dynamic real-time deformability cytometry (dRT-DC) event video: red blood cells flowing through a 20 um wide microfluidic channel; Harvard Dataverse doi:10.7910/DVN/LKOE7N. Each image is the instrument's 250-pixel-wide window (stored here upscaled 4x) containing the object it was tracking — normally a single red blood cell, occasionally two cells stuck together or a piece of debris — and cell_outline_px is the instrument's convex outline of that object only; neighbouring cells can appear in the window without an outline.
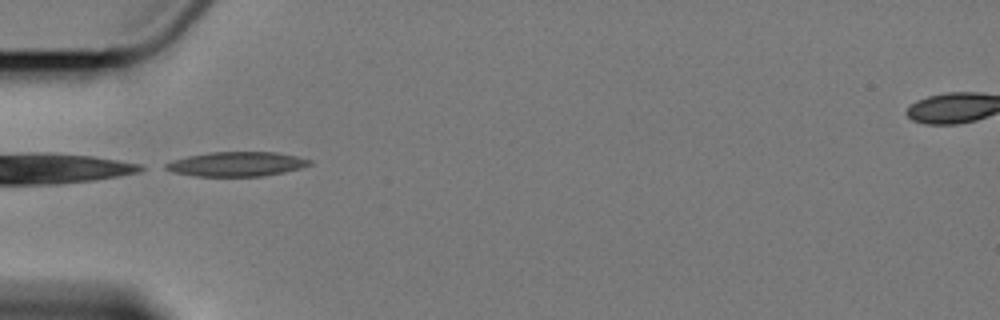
{"species": "Egyptian fruit bat (a non-hibernating species)", "species_latin": "Rousettus aegyptiacus", "temperature_condition": "cold", "stored_images_in_passage": 2, "camera_frame_rate_fps": 3000, "um_per_image_px": 0.085, "animal": {"sex": "female"}, "frame": {"image": 1, "passage_image": 1, "time_ms": 0.0, "image_size_px": [1000, 320], "cell_outline_px": [[312, 164], [300, 168], [284, 172], [264, 176], [196, 176], [172, 172], [164, 168], [164, 164], [172, 160], [188, 156], [208, 152], [276, 152], [296, 156], [312, 160]], "centroid_in_image_um": [20.1, 13.94], "position_along_channel_um": 64.9, "area_um2": 20.58}}
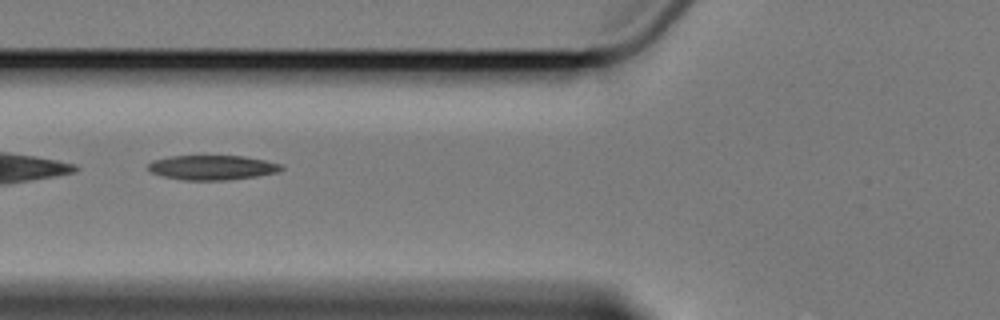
{"frame": {"image": 2, "passage_image": 2, "time_ms": 1.333, "image_size_px": [1000, 320], "cell_outline_px": [[284, 168], [280, 172], [256, 176], [228, 180], [184, 180], [164, 176], [152, 172], [148, 168], [148, 164], [152, 160], [168, 156], [244, 156], [264, 160], [280, 164]], "centroid_in_image_um": [18.05, 14.24], "position_along_channel_um": 107.8, "area_um2": 19.07}}